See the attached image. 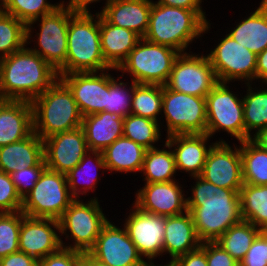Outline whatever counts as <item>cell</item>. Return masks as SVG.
I'll return each instance as SVG.
<instances>
[{"mask_svg": "<svg viewBox=\"0 0 267 266\" xmlns=\"http://www.w3.org/2000/svg\"><path fill=\"white\" fill-rule=\"evenodd\" d=\"M191 186L187 210L191 213L199 240L215 242L229 227L238 224L241 217L239 192L218 187L200 176Z\"/></svg>", "mask_w": 267, "mask_h": 266, "instance_id": "1", "label": "cell"}, {"mask_svg": "<svg viewBox=\"0 0 267 266\" xmlns=\"http://www.w3.org/2000/svg\"><path fill=\"white\" fill-rule=\"evenodd\" d=\"M58 78L48 62L25 46L1 59L0 100L32 102Z\"/></svg>", "mask_w": 267, "mask_h": 266, "instance_id": "2", "label": "cell"}, {"mask_svg": "<svg viewBox=\"0 0 267 266\" xmlns=\"http://www.w3.org/2000/svg\"><path fill=\"white\" fill-rule=\"evenodd\" d=\"M203 10H189L152 2L146 34L143 38L169 46L180 53L208 33L211 23ZM186 50V51H185Z\"/></svg>", "mask_w": 267, "mask_h": 266, "instance_id": "3", "label": "cell"}, {"mask_svg": "<svg viewBox=\"0 0 267 266\" xmlns=\"http://www.w3.org/2000/svg\"><path fill=\"white\" fill-rule=\"evenodd\" d=\"M108 69L116 70L105 62L102 55L100 13H75L69 20L67 57L58 77L74 72H100Z\"/></svg>", "mask_w": 267, "mask_h": 266, "instance_id": "4", "label": "cell"}, {"mask_svg": "<svg viewBox=\"0 0 267 266\" xmlns=\"http://www.w3.org/2000/svg\"><path fill=\"white\" fill-rule=\"evenodd\" d=\"M31 103L33 131L42 140L81 127L83 117L77 103L59 78Z\"/></svg>", "mask_w": 267, "mask_h": 266, "instance_id": "5", "label": "cell"}, {"mask_svg": "<svg viewBox=\"0 0 267 266\" xmlns=\"http://www.w3.org/2000/svg\"><path fill=\"white\" fill-rule=\"evenodd\" d=\"M180 52L165 45L140 38L127 59L116 71L129 74L137 84L162 85L167 82L173 64Z\"/></svg>", "mask_w": 267, "mask_h": 266, "instance_id": "6", "label": "cell"}, {"mask_svg": "<svg viewBox=\"0 0 267 266\" xmlns=\"http://www.w3.org/2000/svg\"><path fill=\"white\" fill-rule=\"evenodd\" d=\"M93 198L85 202L75 199L59 219L60 232L58 234L65 235V238L73 243L66 244L61 239L62 248L87 253L94 246L103 226L109 219L103 213L102 206L100 208L98 198Z\"/></svg>", "mask_w": 267, "mask_h": 266, "instance_id": "7", "label": "cell"}, {"mask_svg": "<svg viewBox=\"0 0 267 266\" xmlns=\"http://www.w3.org/2000/svg\"><path fill=\"white\" fill-rule=\"evenodd\" d=\"M75 13L69 8L61 5L54 12L34 19L26 26V46L31 42H35L36 46L29 48L37 53L41 58L48 62L57 73L65 66L67 57V34L70 18ZM38 22H40L38 24ZM39 28L33 37L35 24ZM33 30V31H32ZM32 33V34H31ZM30 40V41H29ZM37 41V42H36Z\"/></svg>", "mask_w": 267, "mask_h": 266, "instance_id": "8", "label": "cell"}, {"mask_svg": "<svg viewBox=\"0 0 267 266\" xmlns=\"http://www.w3.org/2000/svg\"><path fill=\"white\" fill-rule=\"evenodd\" d=\"M74 200L66 174L45 168L33 189L23 198L21 211L29 217L59 220Z\"/></svg>", "mask_w": 267, "mask_h": 266, "instance_id": "9", "label": "cell"}, {"mask_svg": "<svg viewBox=\"0 0 267 266\" xmlns=\"http://www.w3.org/2000/svg\"><path fill=\"white\" fill-rule=\"evenodd\" d=\"M228 85L218 82L205 98L206 134L212 138L222 130L242 142L245 140L243 99L231 91Z\"/></svg>", "mask_w": 267, "mask_h": 266, "instance_id": "10", "label": "cell"}, {"mask_svg": "<svg viewBox=\"0 0 267 266\" xmlns=\"http://www.w3.org/2000/svg\"><path fill=\"white\" fill-rule=\"evenodd\" d=\"M162 117L167 136L174 134H206L205 97L184 94L162 86Z\"/></svg>", "mask_w": 267, "mask_h": 266, "instance_id": "11", "label": "cell"}, {"mask_svg": "<svg viewBox=\"0 0 267 266\" xmlns=\"http://www.w3.org/2000/svg\"><path fill=\"white\" fill-rule=\"evenodd\" d=\"M218 83L211 62L206 55L180 53L176 58L165 87L184 94L205 97Z\"/></svg>", "mask_w": 267, "mask_h": 266, "instance_id": "12", "label": "cell"}, {"mask_svg": "<svg viewBox=\"0 0 267 266\" xmlns=\"http://www.w3.org/2000/svg\"><path fill=\"white\" fill-rule=\"evenodd\" d=\"M207 56L218 82L230 83L241 80L244 84H249L255 80L257 55L227 33Z\"/></svg>", "mask_w": 267, "mask_h": 266, "instance_id": "13", "label": "cell"}, {"mask_svg": "<svg viewBox=\"0 0 267 266\" xmlns=\"http://www.w3.org/2000/svg\"><path fill=\"white\" fill-rule=\"evenodd\" d=\"M110 221L103 226L88 253L108 266H150L139 254L125 227L119 228Z\"/></svg>", "mask_w": 267, "mask_h": 266, "instance_id": "14", "label": "cell"}, {"mask_svg": "<svg viewBox=\"0 0 267 266\" xmlns=\"http://www.w3.org/2000/svg\"><path fill=\"white\" fill-rule=\"evenodd\" d=\"M130 211L123 224L128 236L150 266H161L155 265L154 259L165 255L163 254L165 217L142 211L135 204Z\"/></svg>", "mask_w": 267, "mask_h": 266, "instance_id": "15", "label": "cell"}, {"mask_svg": "<svg viewBox=\"0 0 267 266\" xmlns=\"http://www.w3.org/2000/svg\"><path fill=\"white\" fill-rule=\"evenodd\" d=\"M238 147L235 144L232 148L223 139L215 141L207 154L200 177L218 187L240 192L243 178L240 146Z\"/></svg>", "mask_w": 267, "mask_h": 266, "instance_id": "16", "label": "cell"}, {"mask_svg": "<svg viewBox=\"0 0 267 266\" xmlns=\"http://www.w3.org/2000/svg\"><path fill=\"white\" fill-rule=\"evenodd\" d=\"M109 71L111 69L100 73L74 72L59 76L71 91L82 117L105 111Z\"/></svg>", "mask_w": 267, "mask_h": 266, "instance_id": "17", "label": "cell"}, {"mask_svg": "<svg viewBox=\"0 0 267 266\" xmlns=\"http://www.w3.org/2000/svg\"><path fill=\"white\" fill-rule=\"evenodd\" d=\"M57 231V232H56ZM59 220L52 218H34L22 212L19 231V251L42 260L62 248Z\"/></svg>", "mask_w": 267, "mask_h": 266, "instance_id": "18", "label": "cell"}, {"mask_svg": "<svg viewBox=\"0 0 267 266\" xmlns=\"http://www.w3.org/2000/svg\"><path fill=\"white\" fill-rule=\"evenodd\" d=\"M46 168L67 174L89 151L82 127L43 140Z\"/></svg>", "mask_w": 267, "mask_h": 266, "instance_id": "19", "label": "cell"}, {"mask_svg": "<svg viewBox=\"0 0 267 266\" xmlns=\"http://www.w3.org/2000/svg\"><path fill=\"white\" fill-rule=\"evenodd\" d=\"M179 181L145 183L136 191L134 204L142 211L163 217L187 211V198Z\"/></svg>", "mask_w": 267, "mask_h": 266, "instance_id": "20", "label": "cell"}, {"mask_svg": "<svg viewBox=\"0 0 267 266\" xmlns=\"http://www.w3.org/2000/svg\"><path fill=\"white\" fill-rule=\"evenodd\" d=\"M210 138L208 134H174L166 137L174 153L177 172L184 171L190 177L200 176L207 154L215 144L208 143Z\"/></svg>", "mask_w": 267, "mask_h": 266, "instance_id": "21", "label": "cell"}, {"mask_svg": "<svg viewBox=\"0 0 267 266\" xmlns=\"http://www.w3.org/2000/svg\"><path fill=\"white\" fill-rule=\"evenodd\" d=\"M201 244L188 210L179 215L165 217L163 253L169 254L171 259L161 266H168L176 258L197 249Z\"/></svg>", "mask_w": 267, "mask_h": 266, "instance_id": "22", "label": "cell"}, {"mask_svg": "<svg viewBox=\"0 0 267 266\" xmlns=\"http://www.w3.org/2000/svg\"><path fill=\"white\" fill-rule=\"evenodd\" d=\"M32 132V103L24 100H0V147L23 140Z\"/></svg>", "mask_w": 267, "mask_h": 266, "instance_id": "23", "label": "cell"}, {"mask_svg": "<svg viewBox=\"0 0 267 266\" xmlns=\"http://www.w3.org/2000/svg\"><path fill=\"white\" fill-rule=\"evenodd\" d=\"M153 0H113L100 14L118 27L130 29L143 38Z\"/></svg>", "mask_w": 267, "mask_h": 266, "instance_id": "24", "label": "cell"}, {"mask_svg": "<svg viewBox=\"0 0 267 266\" xmlns=\"http://www.w3.org/2000/svg\"><path fill=\"white\" fill-rule=\"evenodd\" d=\"M134 31L110 24L100 14V43L105 62L118 69L140 40Z\"/></svg>", "mask_w": 267, "mask_h": 266, "instance_id": "25", "label": "cell"}, {"mask_svg": "<svg viewBox=\"0 0 267 266\" xmlns=\"http://www.w3.org/2000/svg\"><path fill=\"white\" fill-rule=\"evenodd\" d=\"M44 159V142L33 131L28 137L0 147V171L11 174L37 166Z\"/></svg>", "mask_w": 267, "mask_h": 266, "instance_id": "26", "label": "cell"}, {"mask_svg": "<svg viewBox=\"0 0 267 266\" xmlns=\"http://www.w3.org/2000/svg\"><path fill=\"white\" fill-rule=\"evenodd\" d=\"M124 118L109 112L84 116L81 127L89 151L105 150L116 139L123 136Z\"/></svg>", "mask_w": 267, "mask_h": 266, "instance_id": "27", "label": "cell"}, {"mask_svg": "<svg viewBox=\"0 0 267 266\" xmlns=\"http://www.w3.org/2000/svg\"><path fill=\"white\" fill-rule=\"evenodd\" d=\"M229 31L228 35L256 55L267 48V0Z\"/></svg>", "mask_w": 267, "mask_h": 266, "instance_id": "28", "label": "cell"}, {"mask_svg": "<svg viewBox=\"0 0 267 266\" xmlns=\"http://www.w3.org/2000/svg\"><path fill=\"white\" fill-rule=\"evenodd\" d=\"M147 149L122 136L102 151L107 171L140 172Z\"/></svg>", "mask_w": 267, "mask_h": 266, "instance_id": "29", "label": "cell"}, {"mask_svg": "<svg viewBox=\"0 0 267 266\" xmlns=\"http://www.w3.org/2000/svg\"><path fill=\"white\" fill-rule=\"evenodd\" d=\"M92 161L94 164L92 163ZM98 168L99 170H103L102 174H104V170L107 171L103 153L100 151H88L83 159L66 174L69 190L75 199H80L81 195H86L87 193H90L89 191L95 192V189L99 182V175H97L98 173H96L98 172ZM93 171L95 172L94 175ZM80 180H83L84 183L82 184ZM79 184L83 186L79 187Z\"/></svg>", "mask_w": 267, "mask_h": 266, "instance_id": "30", "label": "cell"}, {"mask_svg": "<svg viewBox=\"0 0 267 266\" xmlns=\"http://www.w3.org/2000/svg\"><path fill=\"white\" fill-rule=\"evenodd\" d=\"M151 148L146 151L142 169L144 183L170 182L175 181L176 165L172 148L165 141L163 147ZM168 148V150H166ZM145 176V177H144ZM174 177V178H173Z\"/></svg>", "mask_w": 267, "mask_h": 266, "instance_id": "31", "label": "cell"}, {"mask_svg": "<svg viewBox=\"0 0 267 266\" xmlns=\"http://www.w3.org/2000/svg\"><path fill=\"white\" fill-rule=\"evenodd\" d=\"M239 195L242 219L267 231V185L243 183Z\"/></svg>", "mask_w": 267, "mask_h": 266, "instance_id": "32", "label": "cell"}, {"mask_svg": "<svg viewBox=\"0 0 267 266\" xmlns=\"http://www.w3.org/2000/svg\"><path fill=\"white\" fill-rule=\"evenodd\" d=\"M252 84L254 83L246 84L247 94L242 96L245 140L251 139L255 131L257 133L267 126V88L263 87H267V84H263L262 89L252 88Z\"/></svg>", "mask_w": 267, "mask_h": 266, "instance_id": "33", "label": "cell"}, {"mask_svg": "<svg viewBox=\"0 0 267 266\" xmlns=\"http://www.w3.org/2000/svg\"><path fill=\"white\" fill-rule=\"evenodd\" d=\"M243 183L267 185V151L251 139L239 143Z\"/></svg>", "mask_w": 267, "mask_h": 266, "instance_id": "34", "label": "cell"}, {"mask_svg": "<svg viewBox=\"0 0 267 266\" xmlns=\"http://www.w3.org/2000/svg\"><path fill=\"white\" fill-rule=\"evenodd\" d=\"M260 232L252 223L242 220L229 227L215 242L239 262Z\"/></svg>", "mask_w": 267, "mask_h": 266, "instance_id": "35", "label": "cell"}, {"mask_svg": "<svg viewBox=\"0 0 267 266\" xmlns=\"http://www.w3.org/2000/svg\"><path fill=\"white\" fill-rule=\"evenodd\" d=\"M130 113L162 125L159 121V115H162V85L137 84L133 90Z\"/></svg>", "mask_w": 267, "mask_h": 266, "instance_id": "36", "label": "cell"}, {"mask_svg": "<svg viewBox=\"0 0 267 266\" xmlns=\"http://www.w3.org/2000/svg\"><path fill=\"white\" fill-rule=\"evenodd\" d=\"M161 127L157 121L130 113L124 118L123 136L149 150L162 139Z\"/></svg>", "mask_w": 267, "mask_h": 266, "instance_id": "37", "label": "cell"}, {"mask_svg": "<svg viewBox=\"0 0 267 266\" xmlns=\"http://www.w3.org/2000/svg\"><path fill=\"white\" fill-rule=\"evenodd\" d=\"M26 24L0 9V59L26 46Z\"/></svg>", "mask_w": 267, "mask_h": 266, "instance_id": "38", "label": "cell"}, {"mask_svg": "<svg viewBox=\"0 0 267 266\" xmlns=\"http://www.w3.org/2000/svg\"><path fill=\"white\" fill-rule=\"evenodd\" d=\"M61 5L62 2L53 4L48 0H2L0 9L27 25L34 19L54 12Z\"/></svg>", "mask_w": 267, "mask_h": 266, "instance_id": "39", "label": "cell"}, {"mask_svg": "<svg viewBox=\"0 0 267 266\" xmlns=\"http://www.w3.org/2000/svg\"><path fill=\"white\" fill-rule=\"evenodd\" d=\"M121 79L118 77L116 80L115 77L109 74V89L107 90L105 112L125 118L130 114L133 90L137 83L131 81L129 86V82H122L120 81Z\"/></svg>", "mask_w": 267, "mask_h": 266, "instance_id": "40", "label": "cell"}, {"mask_svg": "<svg viewBox=\"0 0 267 266\" xmlns=\"http://www.w3.org/2000/svg\"><path fill=\"white\" fill-rule=\"evenodd\" d=\"M22 211L0 213V259L19 251Z\"/></svg>", "mask_w": 267, "mask_h": 266, "instance_id": "41", "label": "cell"}, {"mask_svg": "<svg viewBox=\"0 0 267 266\" xmlns=\"http://www.w3.org/2000/svg\"><path fill=\"white\" fill-rule=\"evenodd\" d=\"M23 199L17 192L11 175L0 171V213L19 212Z\"/></svg>", "mask_w": 267, "mask_h": 266, "instance_id": "42", "label": "cell"}, {"mask_svg": "<svg viewBox=\"0 0 267 266\" xmlns=\"http://www.w3.org/2000/svg\"><path fill=\"white\" fill-rule=\"evenodd\" d=\"M45 168L46 164L43 159L37 166L26 167L23 170L10 174L17 192L22 199L33 189Z\"/></svg>", "mask_w": 267, "mask_h": 266, "instance_id": "43", "label": "cell"}, {"mask_svg": "<svg viewBox=\"0 0 267 266\" xmlns=\"http://www.w3.org/2000/svg\"><path fill=\"white\" fill-rule=\"evenodd\" d=\"M239 266H267V231H261L256 236Z\"/></svg>", "mask_w": 267, "mask_h": 266, "instance_id": "44", "label": "cell"}, {"mask_svg": "<svg viewBox=\"0 0 267 266\" xmlns=\"http://www.w3.org/2000/svg\"><path fill=\"white\" fill-rule=\"evenodd\" d=\"M84 253L61 248L39 261V266H77L83 260Z\"/></svg>", "mask_w": 267, "mask_h": 266, "instance_id": "45", "label": "cell"}, {"mask_svg": "<svg viewBox=\"0 0 267 266\" xmlns=\"http://www.w3.org/2000/svg\"><path fill=\"white\" fill-rule=\"evenodd\" d=\"M206 258L208 266H239V262L216 242H206Z\"/></svg>", "mask_w": 267, "mask_h": 266, "instance_id": "46", "label": "cell"}, {"mask_svg": "<svg viewBox=\"0 0 267 266\" xmlns=\"http://www.w3.org/2000/svg\"><path fill=\"white\" fill-rule=\"evenodd\" d=\"M168 266H208L206 258V242L189 253L176 258Z\"/></svg>", "mask_w": 267, "mask_h": 266, "instance_id": "47", "label": "cell"}, {"mask_svg": "<svg viewBox=\"0 0 267 266\" xmlns=\"http://www.w3.org/2000/svg\"><path fill=\"white\" fill-rule=\"evenodd\" d=\"M0 266H39V261L24 252L18 251L1 258Z\"/></svg>", "mask_w": 267, "mask_h": 266, "instance_id": "48", "label": "cell"}, {"mask_svg": "<svg viewBox=\"0 0 267 266\" xmlns=\"http://www.w3.org/2000/svg\"><path fill=\"white\" fill-rule=\"evenodd\" d=\"M113 0H106L105 1V5L103 6L102 10L96 13H101ZM65 1H62V5L69 8L71 11H73L74 13H91L90 12V7L89 5L92 3H97L100 2V0H69L67 2V5H65L66 3H64Z\"/></svg>", "mask_w": 267, "mask_h": 266, "instance_id": "49", "label": "cell"}, {"mask_svg": "<svg viewBox=\"0 0 267 266\" xmlns=\"http://www.w3.org/2000/svg\"><path fill=\"white\" fill-rule=\"evenodd\" d=\"M202 1L203 0H158L153 3L189 10H202Z\"/></svg>", "mask_w": 267, "mask_h": 266, "instance_id": "50", "label": "cell"}, {"mask_svg": "<svg viewBox=\"0 0 267 266\" xmlns=\"http://www.w3.org/2000/svg\"><path fill=\"white\" fill-rule=\"evenodd\" d=\"M255 79L256 81L260 79L259 82L267 84V48L257 54Z\"/></svg>", "mask_w": 267, "mask_h": 266, "instance_id": "51", "label": "cell"}, {"mask_svg": "<svg viewBox=\"0 0 267 266\" xmlns=\"http://www.w3.org/2000/svg\"><path fill=\"white\" fill-rule=\"evenodd\" d=\"M251 140L260 148L267 151V126L260 129L257 133H254Z\"/></svg>", "mask_w": 267, "mask_h": 266, "instance_id": "52", "label": "cell"}, {"mask_svg": "<svg viewBox=\"0 0 267 266\" xmlns=\"http://www.w3.org/2000/svg\"><path fill=\"white\" fill-rule=\"evenodd\" d=\"M83 261L88 265V266H108L107 264H104L95 258H93L88 252L84 253L83 255Z\"/></svg>", "mask_w": 267, "mask_h": 266, "instance_id": "53", "label": "cell"}, {"mask_svg": "<svg viewBox=\"0 0 267 266\" xmlns=\"http://www.w3.org/2000/svg\"><path fill=\"white\" fill-rule=\"evenodd\" d=\"M77 266H88L83 260Z\"/></svg>", "mask_w": 267, "mask_h": 266, "instance_id": "54", "label": "cell"}]
</instances>
